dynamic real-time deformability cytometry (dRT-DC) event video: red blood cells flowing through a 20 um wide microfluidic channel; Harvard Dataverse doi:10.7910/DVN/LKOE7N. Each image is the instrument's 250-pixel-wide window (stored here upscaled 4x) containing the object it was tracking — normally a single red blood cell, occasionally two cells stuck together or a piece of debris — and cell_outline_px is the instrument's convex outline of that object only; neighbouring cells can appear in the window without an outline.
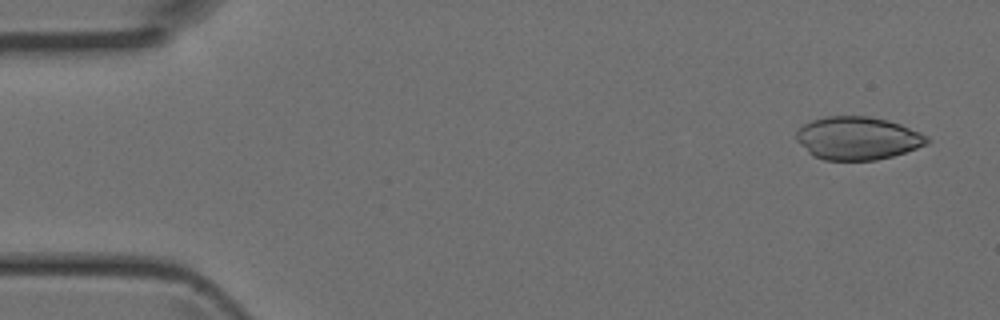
{"species": "Egyptian fruit bat (a non-hibernating species)", "species_latin": "Rousettus aegyptiacus", "temperature_condition": "room temperature", "stored_images_in_passage": 3, "camera_frame_rate_fps": 3000, "um_per_image_px": 0.085, "animal": {"sex": "female"}, "frame": {"image": 1, "passage_image": 1, "time_ms": 0.0, "image_size_px": [1000, 320], "cell_outline_px": [[932, 140], [928, 144], [892, 156], [876, 160], [824, 160], [812, 156], [796, 140], [796, 132], [804, 124], [812, 120], [828, 116], [868, 116], [888, 120], [900, 124], [920, 132], [928, 136]], "centroid_in_image_um": [72.9, 11.75], "position_along_channel_um": 12.1, "area_um2": 32.83}}
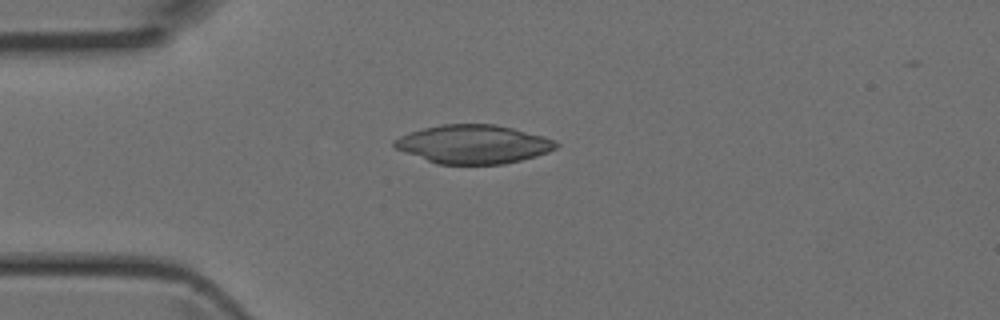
{"frame": {"image": 2, "passage_image": 3, "time_ms": 0.667, "image_size_px": [1000, 320], "cell_outline_px": [[560, 144], [556, 148], [548, 152], [536, 156], [504, 164], [436, 164], [404, 152], [396, 148], [392, 144], [392, 140], [400, 136], [424, 128], [440, 124], [496, 124], [544, 136], [556, 140]], "centroid_in_image_um": [40.25, 12.26], "position_along_channel_um": 44.8, "area_um2": 36.47}}